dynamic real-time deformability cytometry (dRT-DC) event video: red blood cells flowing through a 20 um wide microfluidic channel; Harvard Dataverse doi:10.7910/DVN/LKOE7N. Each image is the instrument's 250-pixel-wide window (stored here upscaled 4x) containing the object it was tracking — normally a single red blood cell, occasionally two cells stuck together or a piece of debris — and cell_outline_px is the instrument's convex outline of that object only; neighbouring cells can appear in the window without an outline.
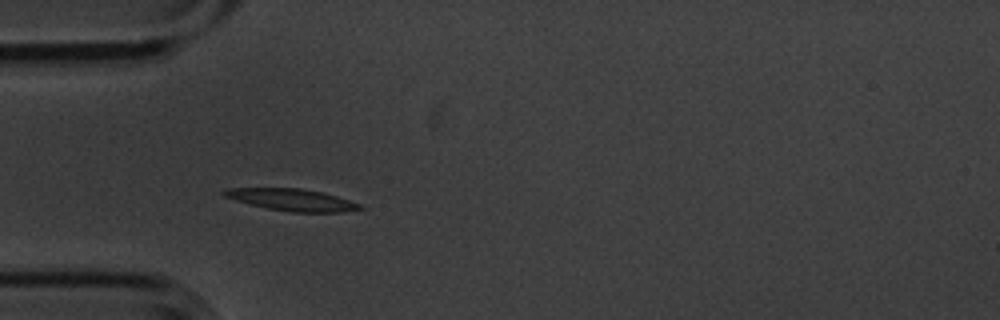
{"species": "common noctule bat (a hibernating species)", "species_latin": "Nyctalus noctula", "temperature_condition": "cold", "stored_images_in_passage": 5, "camera_frame_rate_fps": 3000, "um_per_image_px": 0.085, "animal": {"sex": "male", "body_mass_g": 20.1, "forearm_length_mm": 53.5}, "frame": {"image": 1, "passage_image": 4, "time_ms": 1.0, "image_size_px": [1000, 320], "cell_outline_px": [[364, 208], [344, 212], [288, 212], [248, 204], [224, 196], [220, 192], [228, 188], [300, 188], [320, 192], [336, 196], [360, 204]], "centroid_in_image_um": [24.78, 16.98], "position_along_channel_um": 60.2, "area_um2": 17.22}}
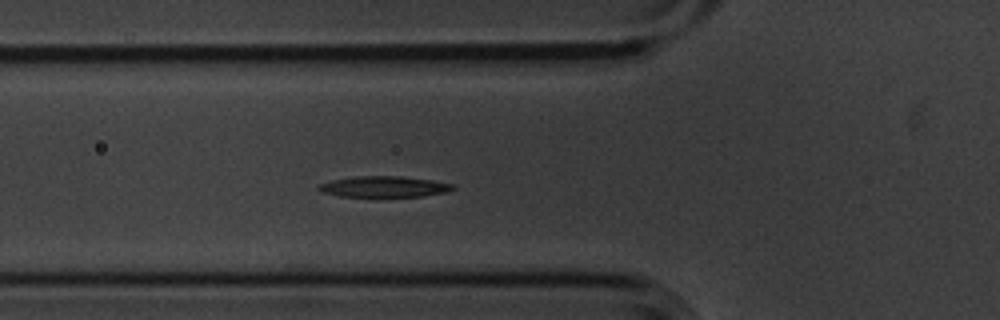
{"frame": {"image": 2, "passage_image": 5, "time_ms": 1.333, "image_size_px": [1000, 320], "cell_outline_px": [[456, 188], [444, 192], [424, 196], [340, 196], [324, 192], [316, 188], [320, 184], [332, 180], [356, 176], [400, 176], [432, 180], [452, 184]], "centroid_in_image_um": [32.65, 15.86], "position_along_channel_um": 93.2, "area_um2": 16.07}}